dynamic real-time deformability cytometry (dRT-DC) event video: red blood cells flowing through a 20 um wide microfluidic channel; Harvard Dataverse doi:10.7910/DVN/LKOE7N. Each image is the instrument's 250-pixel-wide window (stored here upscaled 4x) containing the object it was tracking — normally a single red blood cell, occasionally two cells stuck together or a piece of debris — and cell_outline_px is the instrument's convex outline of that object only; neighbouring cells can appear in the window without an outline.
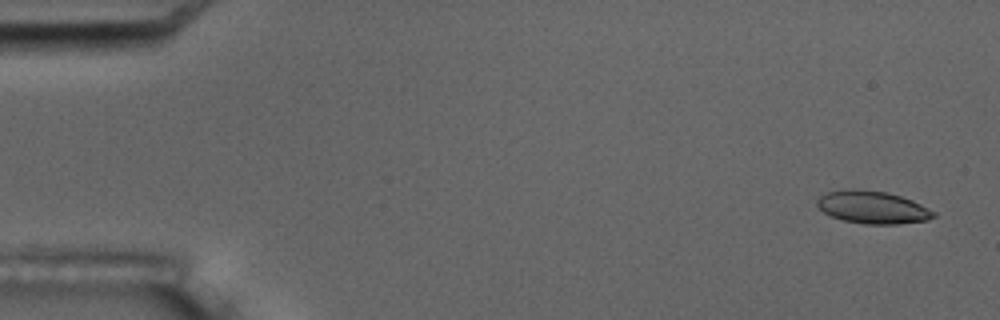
{"species": "common noctule bat (a hibernating species)", "species_latin": "Nyctalus noctula", "temperature_condition": "room temperature", "stored_images_in_passage": 4, "camera_frame_rate_fps": 3000, "um_per_image_px": 0.085, "animal": {"sex": "male", "body_mass_g": 17.5, "forearm_length_mm": 52.3}, "frame": {"image": 1, "passage_image": 1, "time_ms": 0.0, "image_size_px": [1000, 320], "cell_outline_px": [[936, 216], [924, 220], [896, 224], [864, 224], [844, 220], [832, 216], [824, 212], [816, 204], [816, 200], [820, 196], [828, 192], [848, 188], [856, 188], [888, 192], [912, 200], [936, 212]], "centroid_in_image_um": [74.15, 17.6], "position_along_channel_um": 10.8, "area_um2": 22.08}}